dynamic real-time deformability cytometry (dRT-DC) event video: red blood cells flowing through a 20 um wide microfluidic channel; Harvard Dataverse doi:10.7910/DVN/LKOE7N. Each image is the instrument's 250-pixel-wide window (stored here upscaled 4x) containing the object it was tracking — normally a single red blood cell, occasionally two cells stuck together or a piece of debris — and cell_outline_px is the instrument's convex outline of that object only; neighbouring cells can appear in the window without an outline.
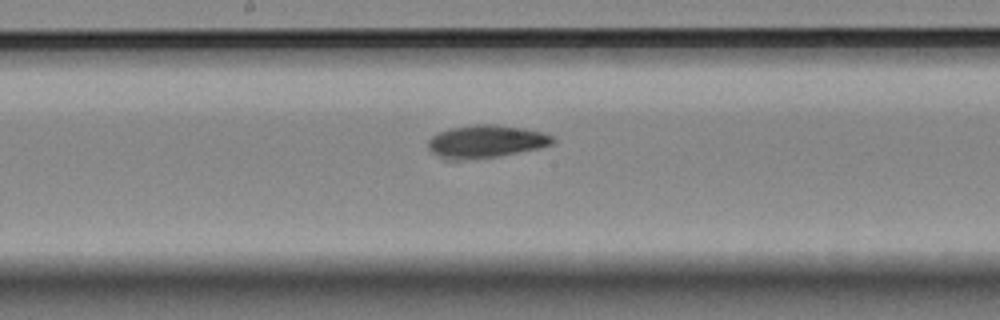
{"species": "Egyptian fruit bat (a non-hibernating species)", "species_latin": "Rousettus aegyptiacus", "temperature_condition": "room temperature", "stored_images_in_passage": 42, "camera_frame_rate_fps": 3000, "um_per_image_px": 0.085, "animal": {"sex": "female"}, "frame": {"image": 1, "passage_image": 15, "time_ms": 4.667, "image_size_px": [1000, 320], "cell_outline_px": [[556, 140], [552, 144], [536, 148], [500, 156], [460, 160], [444, 160], [432, 152], [428, 148], [428, 140], [432, 136], [448, 128], [476, 124], [496, 124], [520, 128], [540, 132], [552, 136]], "centroid_in_image_um": [41.24, 12.03], "position_along_channel_um": 207.0, "area_um2": 23.64}}
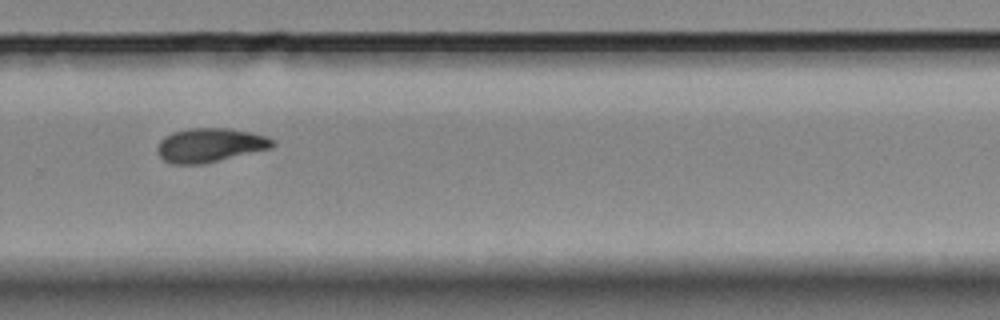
{"frame": {"image": 2, "passage_image": 24, "time_ms": 7.667, "image_size_px": [1000, 320], "cell_outline_px": [[276, 144], [272, 148], [204, 164], [172, 164], [164, 160], [156, 152], [156, 148], [160, 140], [164, 136], [172, 132], [188, 128], [228, 128], [252, 132], [276, 140]], "centroid_in_image_um": [17.84, 12.33], "position_along_channel_um": 312.0, "area_um2": 23.12}}
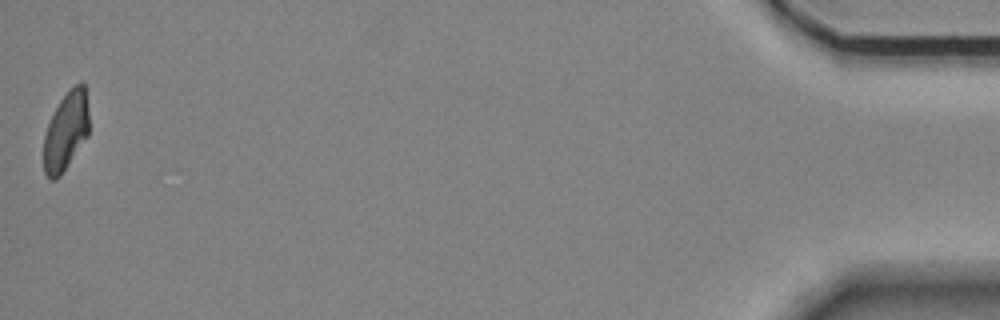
{"frame": {"image": 3, "passage_image": 42, "time_ms": 13.667, "image_size_px": [1000, 320], "cell_outline_px": [[88, 136], [60, 176], [56, 180], [52, 180], [44, 172], [44, 136], [48, 124], [60, 100], [80, 80], [84, 84], [88, 108]], "centroid_in_image_um": [5.61, 11.16], "position_along_channel_um": 429.6, "area_um2": 20.46}, "authors_computed_cell_mechanics": {"area_um2": 22.3397, "velocity_mm_per_s": 3.5053, "shape_relaxation_time_tau1_ms": 0.8564, "shape_relaxation_time_tau2_ms": 9.2073, "deformation_change_tau1": 0.0384, "deformation_change_tau2": 0.1411}}